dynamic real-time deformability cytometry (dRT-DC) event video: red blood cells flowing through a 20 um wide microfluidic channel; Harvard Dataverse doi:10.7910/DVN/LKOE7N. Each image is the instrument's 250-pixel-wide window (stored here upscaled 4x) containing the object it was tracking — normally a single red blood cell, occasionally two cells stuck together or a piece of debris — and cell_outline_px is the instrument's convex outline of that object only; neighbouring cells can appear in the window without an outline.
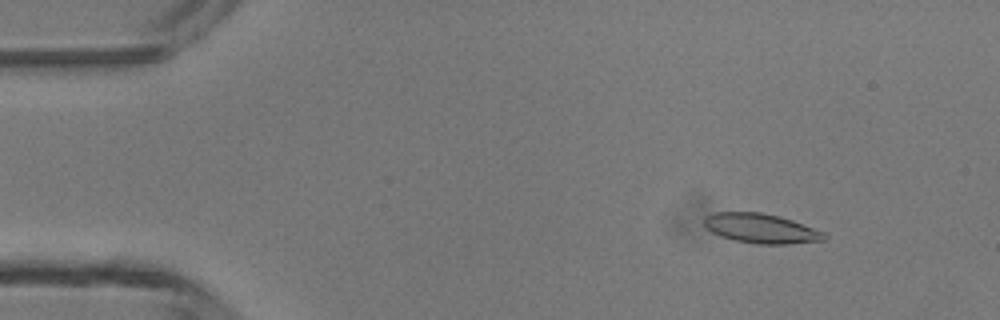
{"species": "common noctule bat (a hibernating species)", "species_latin": "Nyctalus noctula", "temperature_condition": "room temperature", "stored_images_in_passage": 47, "camera_frame_rate_fps": 3000, "um_per_image_px": 0.085, "animal": {"sex": "male", "body_mass_g": 13.3}, "frame": {"image": 1, "passage_image": 6, "time_ms": 1.667, "image_size_px": [1000, 320], "cell_outline_px": [[828, 236], [824, 240], [788, 244], [756, 244], [736, 240], [720, 236], [712, 232], [704, 224], [704, 216], [716, 212], [760, 212], [780, 216], [792, 220], [824, 232]], "centroid_in_image_um": [64.69, 19.41], "position_along_channel_um": 20.3, "area_um2": 20.63}}
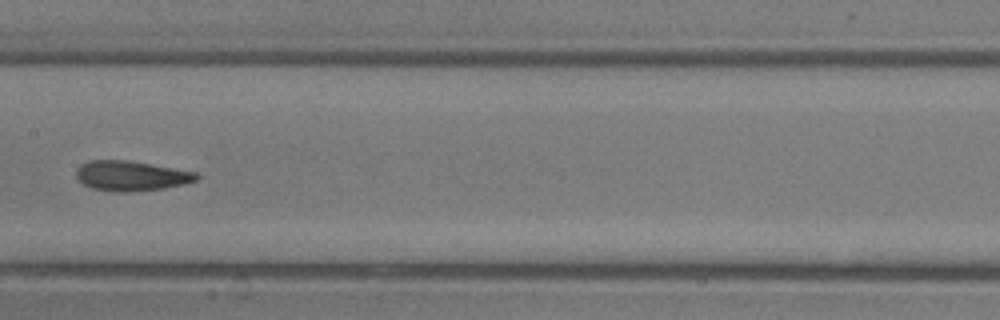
{"frame": {"image": 2, "passage_image": 24, "time_ms": 7.667, "image_size_px": [1000, 320], "cell_outline_px": [[200, 176], [196, 180], [184, 184], [164, 188], [128, 192], [120, 192], [92, 188], [84, 184], [76, 176], [76, 168], [80, 164], [88, 160], [128, 160], [196, 172]], "centroid_in_image_um": [11.13, 14.93], "position_along_channel_um": 196.3, "area_um2": 20.92}}
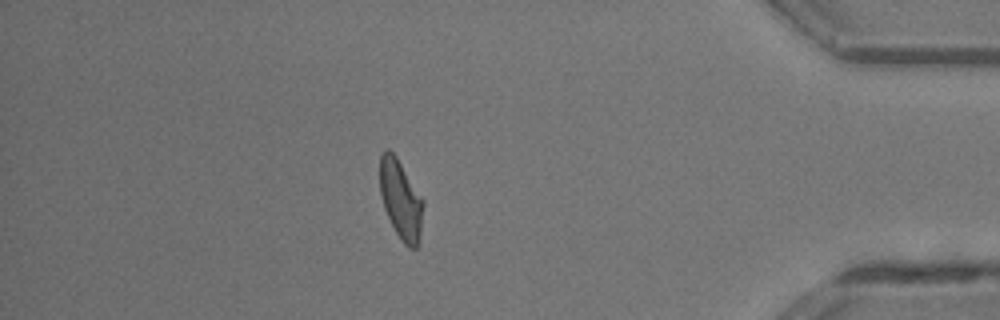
{"frame": {"image": 3, "passage_image": 41, "time_ms": 13.333, "image_size_px": [1000, 320], "cell_outline_px": [[424, 204], [420, 240], [416, 248], [408, 248], [404, 244], [396, 232], [384, 208], [380, 192], [380, 156], [388, 148], [396, 156], [424, 200]], "centroid_in_image_um": [34.09, 16.99], "position_along_channel_um": 401.1, "area_um2": 19.94}, "authors_computed_cell_mechanics": {"area_um2": 20.6346, "velocity_mm_per_s": 4.3871, "shape_relaxation_time_tau1_ms": 8.241, "shape_relaxation_time_tau2_ms": 1.9039, "deformation_change_tau1": 0.1991, "deformation_change_tau2": 0.0993}}